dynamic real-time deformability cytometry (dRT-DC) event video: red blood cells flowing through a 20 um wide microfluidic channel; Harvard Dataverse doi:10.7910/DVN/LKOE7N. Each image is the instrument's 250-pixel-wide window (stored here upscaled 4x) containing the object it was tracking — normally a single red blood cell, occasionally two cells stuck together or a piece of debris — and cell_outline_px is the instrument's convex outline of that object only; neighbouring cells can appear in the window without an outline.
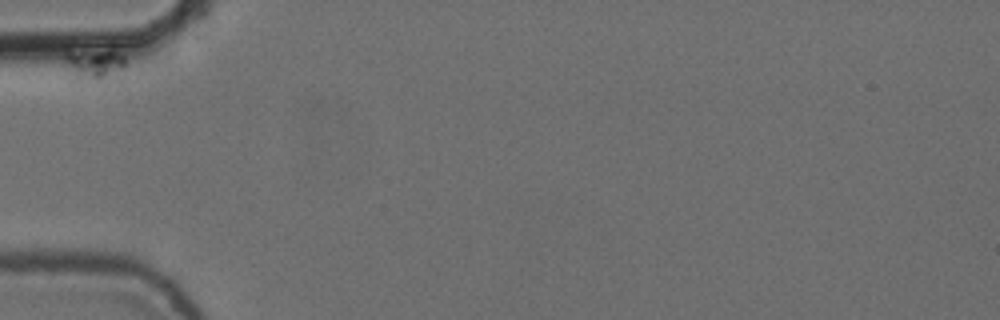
{"species": "common noctule bat (a hibernating species)", "species_latin": "Nyctalus noctula", "temperature_condition": "cold", "stored_images_in_passage": 6, "camera_frame_rate_fps": 3000, "um_per_image_px": 0.085, "animal": {"sex": "female", "body_mass_g": 24.6, "forearm_length_mm": 56.2}, "frame": {"image": 1, "passage_image": 1, "time_ms": 0.0, "image_size_px": [1000, 320], "cell_outline_px": [[128, 60], [112, 80], [100, 84], [72, 84], [68, 76], [64, 60], [64, 52], [116, 52], [124, 56]], "centroid_in_image_um": [7.91, 5.67], "position_along_channel_um": 77.1, "area_um2": 12.14}}
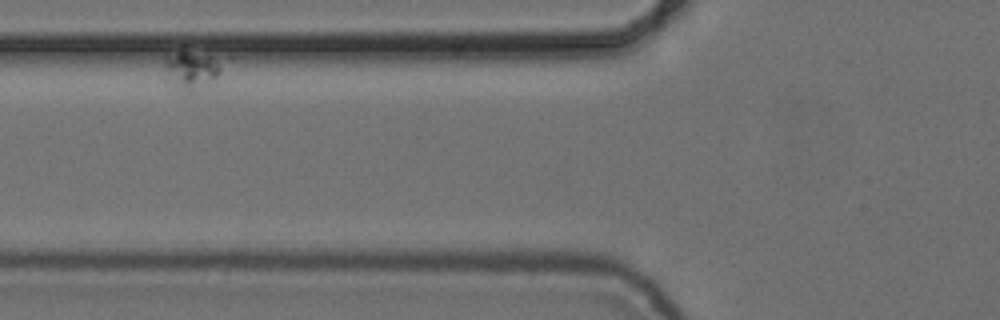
{"frame": {"image": 2, "passage_image": 3, "time_ms": 0.667, "image_size_px": [1000, 320], "cell_outline_px": [[232, 56], [220, 72], [212, 80], [192, 88], [176, 88], [164, 64], [164, 56], [180, 52], [188, 52]], "centroid_in_image_um": [16.48, 5.78], "position_along_channel_um": 109.3, "area_um2": 12.43}}
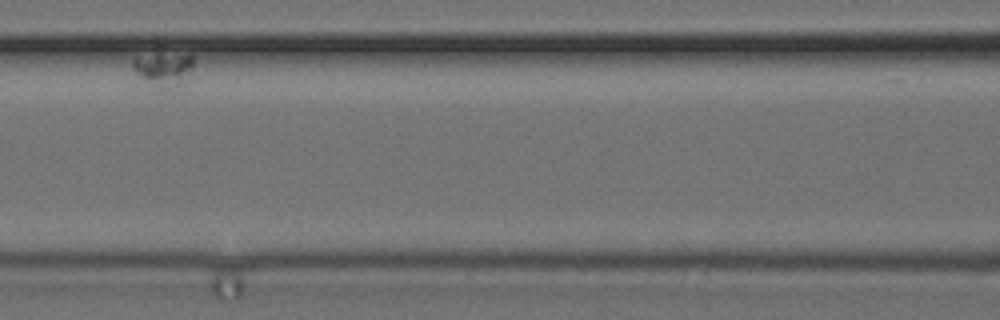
{"frame": {"image": 3, "passage_image": 5, "time_ms": 1.333, "image_size_px": [1000, 320], "cell_outline_px": [[192, 68], [160, 92], [136, 72], [132, 68], [132, 60], [136, 56], [160, 44], [192, 56]], "centroid_in_image_um": [13.76, 5.6], "position_along_channel_um": 152.8, "area_um2": 12.83}}